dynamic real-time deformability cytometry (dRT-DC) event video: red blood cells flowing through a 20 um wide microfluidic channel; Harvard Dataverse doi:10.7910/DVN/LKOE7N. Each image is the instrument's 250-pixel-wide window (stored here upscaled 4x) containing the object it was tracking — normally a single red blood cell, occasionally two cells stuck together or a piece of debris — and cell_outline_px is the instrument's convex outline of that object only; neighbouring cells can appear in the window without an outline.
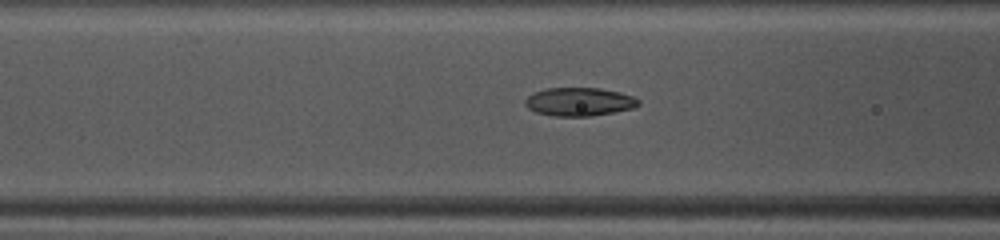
{"species": "common noctule bat (a hibernating species)", "species_latin": "Nyctalus noctula", "temperature_condition": "warm", "stored_images_in_passage": 40, "camera_frame_rate_fps": 3000, "um_per_image_px": 0.085, "animal": {"sex": "female", "body_mass_g": 10.0, "forearm_length_mm": 53.1}, "frame": {"image": 1, "passage_image": 15, "time_ms": 4.667, "image_size_px": [1000, 240], "cell_outline_px": [[640, 104], [632, 108], [612, 112], [588, 116], [552, 116], [536, 112], [528, 108], [524, 104], [524, 100], [532, 92], [548, 88], [600, 88], [620, 92], [632, 96], [640, 100]], "centroid_in_image_um": [49.2, 8.64], "position_along_channel_um": 117.4, "area_um2": 18.73}}
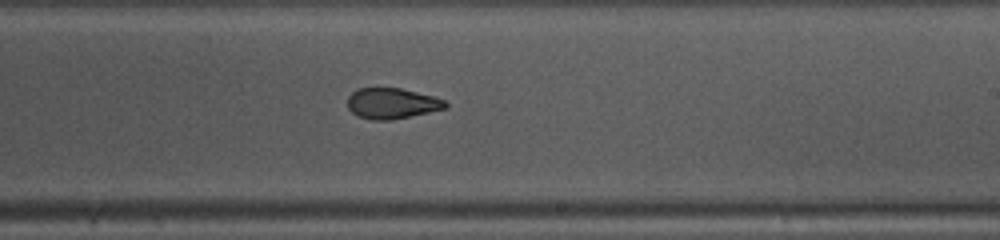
{"frame": {"image": 2, "passage_image": 25, "time_ms": 8.0, "image_size_px": [1000, 240], "cell_outline_px": [[448, 108], [392, 120], [372, 120], [356, 116], [348, 108], [348, 96], [356, 88], [400, 88], [432, 96], [444, 100], [448, 104]], "centroid_in_image_um": [33.29, 8.79], "position_along_channel_um": 255.7, "area_um2": 17.57}}
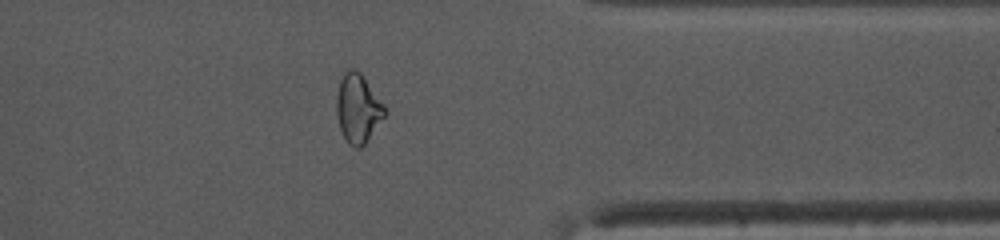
{"frame": {"image": 3, "passage_image": 35, "time_ms": 11.333, "image_size_px": [1000, 240], "cell_outline_px": [[384, 116], [364, 144], [360, 148], [356, 148], [348, 144], [340, 128], [336, 112], [336, 96], [340, 80], [344, 72], [348, 68], [356, 68], [360, 72], [384, 104]], "centroid_in_image_um": [30.39, 9.18], "position_along_channel_um": 381.0, "area_um2": 19.07}, "authors_computed_cell_mechanics": {"area_um2": 18.9873, "velocity_mm_per_s": 4.1423, "shape_relaxation_time_tau1_ms": 7.4498, "shape_relaxation_time_tau2_ms": 1.9158, "deformation_change_tau1": 0.1842, "deformation_change_tau2": 0.0868}}